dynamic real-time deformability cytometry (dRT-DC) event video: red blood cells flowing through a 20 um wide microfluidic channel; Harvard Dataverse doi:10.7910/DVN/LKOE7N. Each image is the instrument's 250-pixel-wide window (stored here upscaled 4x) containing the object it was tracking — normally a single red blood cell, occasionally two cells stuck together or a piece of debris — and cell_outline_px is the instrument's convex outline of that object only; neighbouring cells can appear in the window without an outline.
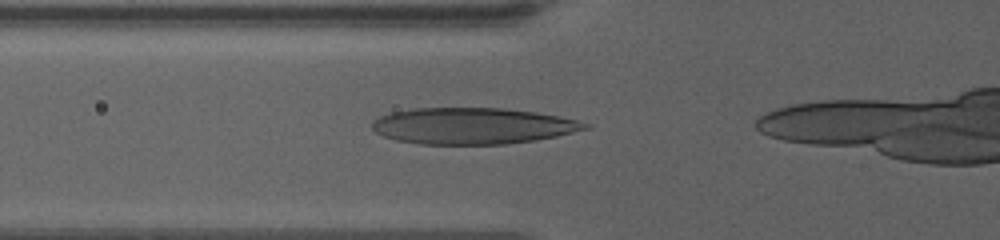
{"species": "human", "species_latin": "Homo sapiens", "temperature_condition": "warm", "stored_images_in_passage": 7, "camera_frame_rate_fps": 3000, "um_per_image_px": 0.085, "donor": {"sex": "female"}, "frame": {"image": 1, "passage_image": 7, "time_ms": 4.333, "image_size_px": [1000, 240], "cell_outline_px": [[592, 128], [556, 136], [536, 140], [504, 144], [420, 144], [396, 140], [384, 136], [376, 132], [372, 128], [372, 120], [380, 116], [392, 112], [412, 108], [500, 108], [536, 112], [576, 120], [592, 124]], "centroid_in_image_um": [40.17, 10.7], "position_along_channel_um": 85.6, "area_um2": 45.08}}